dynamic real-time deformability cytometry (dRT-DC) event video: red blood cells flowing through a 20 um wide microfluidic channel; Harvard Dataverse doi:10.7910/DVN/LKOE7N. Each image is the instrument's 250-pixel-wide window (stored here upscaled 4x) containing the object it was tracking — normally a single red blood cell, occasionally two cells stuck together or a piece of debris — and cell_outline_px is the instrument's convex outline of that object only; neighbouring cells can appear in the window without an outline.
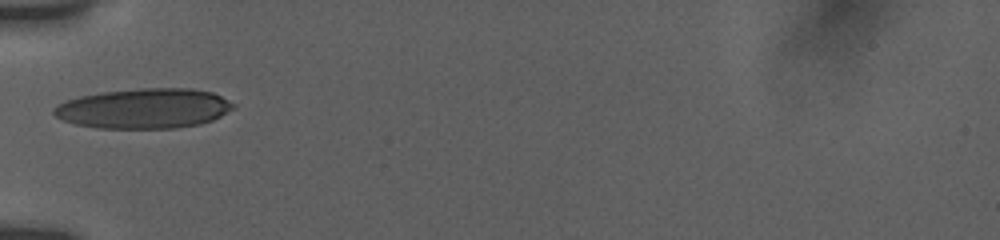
{"species": "human", "species_latin": "Homo sapiens", "temperature_condition": "room temperature", "stored_images_in_passage": 2, "camera_frame_rate_fps": 3000, "um_per_image_px": 0.085, "donor": {"sex": "female"}, "frame": {"image": 1, "passage_image": 1, "time_ms": 0.0, "image_size_px": [1000, 240], "cell_outline_px": [[236, 104], [232, 108], [220, 116], [212, 120], [200, 124], [176, 128], [96, 128], [72, 124], [56, 116], [52, 112], [52, 108], [56, 104], [80, 96], [100, 92], [140, 88], [192, 88], [212, 92]], "centroid_in_image_um": [12.21, 9.22], "position_along_channel_um": 72.8, "area_um2": 41.96}}